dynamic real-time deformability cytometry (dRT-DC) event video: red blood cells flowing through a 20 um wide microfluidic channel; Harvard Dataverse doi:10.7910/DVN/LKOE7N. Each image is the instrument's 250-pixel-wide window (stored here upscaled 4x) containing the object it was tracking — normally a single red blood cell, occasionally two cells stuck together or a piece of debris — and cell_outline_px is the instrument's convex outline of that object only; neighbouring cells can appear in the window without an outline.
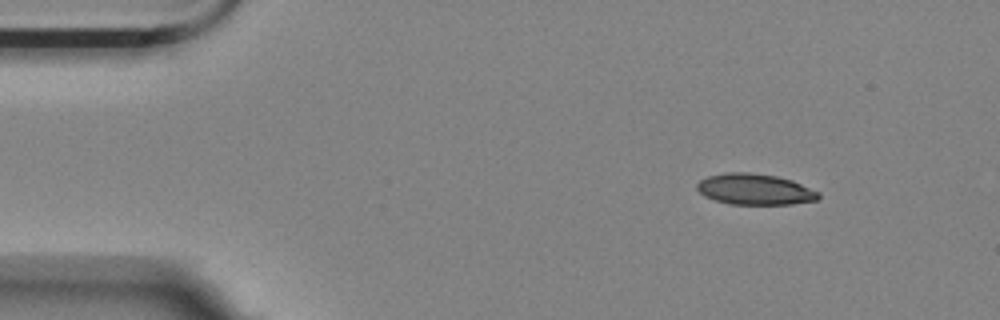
{"species": "Egyptian fruit bat (a non-hibernating species)", "species_latin": "Rousettus aegyptiacus", "temperature_condition": "room temperature", "stored_images_in_passage": 8, "camera_frame_rate_fps": 3000, "um_per_image_px": 0.085, "animal": {"sex": "female"}, "frame": {"image": 1, "passage_image": 1, "time_ms": 0.0, "image_size_px": [1000, 320], "cell_outline_px": [[820, 196], [816, 200], [792, 204], [728, 204], [704, 196], [696, 188], [696, 184], [700, 180], [708, 176], [724, 172], [748, 172], [776, 176], [792, 180], [820, 192]], "centroid_in_image_um": [64.15, 16.08], "position_along_channel_um": 20.9, "area_um2": 21.96}}
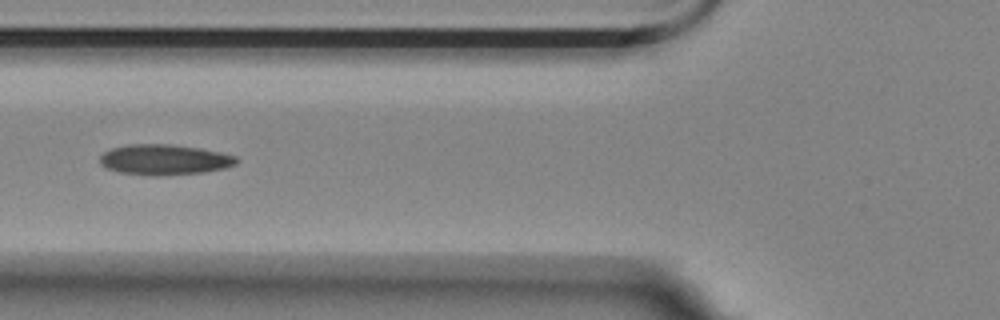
{"frame": {"image": 2, "passage_image": 5, "time_ms": 4.667, "image_size_px": [1000, 320], "cell_outline_px": [[240, 160], [236, 164], [224, 168], [204, 172], [160, 176], [152, 176], [120, 172], [104, 168], [100, 164], [100, 156], [104, 152], [112, 148], [132, 144], [172, 144], [200, 148], [220, 152], [236, 156]], "centroid_in_image_um": [13.98, 13.57], "position_along_channel_um": 111.8, "area_um2": 24.39}}
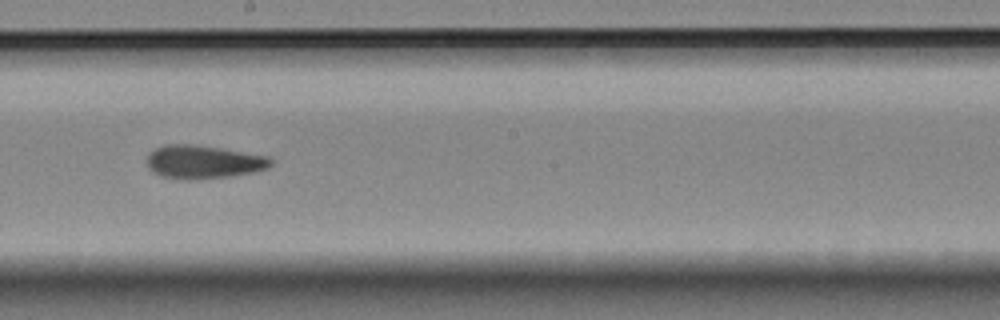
{"frame": {"image": 3, "passage_image": 8, "time_ms": 8.0, "image_size_px": [1000, 320], "cell_outline_px": [[272, 164], [268, 168], [252, 172], [232, 176], [188, 180], [184, 180], [160, 176], [152, 172], [148, 168], [148, 152], [156, 148], [168, 144], [192, 144], [220, 148], [268, 156], [272, 160]], "centroid_in_image_um": [17.26, 13.77], "position_along_channel_um": 230.9, "area_um2": 24.1}}